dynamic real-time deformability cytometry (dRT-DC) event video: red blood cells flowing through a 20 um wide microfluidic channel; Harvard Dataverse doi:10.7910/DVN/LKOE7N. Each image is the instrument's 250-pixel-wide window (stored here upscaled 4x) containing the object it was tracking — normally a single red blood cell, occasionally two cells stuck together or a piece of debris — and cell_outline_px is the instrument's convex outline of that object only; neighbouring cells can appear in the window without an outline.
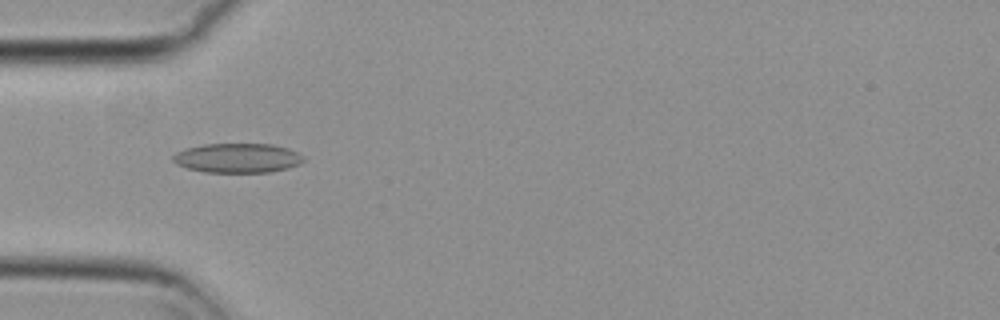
{"species": "common noctule bat (a hibernating species)", "species_latin": "Nyctalus noctula", "temperature_condition": "cold", "stored_images_in_passage": 40, "camera_frame_rate_fps": 3000, "um_per_image_px": 0.085, "animal": {"sex": "female", "body_mass_g": 29.2, "forearm_length_mm": 56.3}, "frame": {"image": 1, "passage_image": 2, "time_ms": 0.333, "image_size_px": [1000, 320], "cell_outline_px": [[304, 160], [300, 164], [288, 168], [272, 172], [204, 172], [188, 168], [176, 164], [172, 160], [172, 156], [176, 152], [184, 148], [204, 144], [272, 144], [288, 148], [304, 156]], "centroid_in_image_um": [20.18, 13.43], "position_along_channel_um": 64.8, "area_um2": 22.54}}
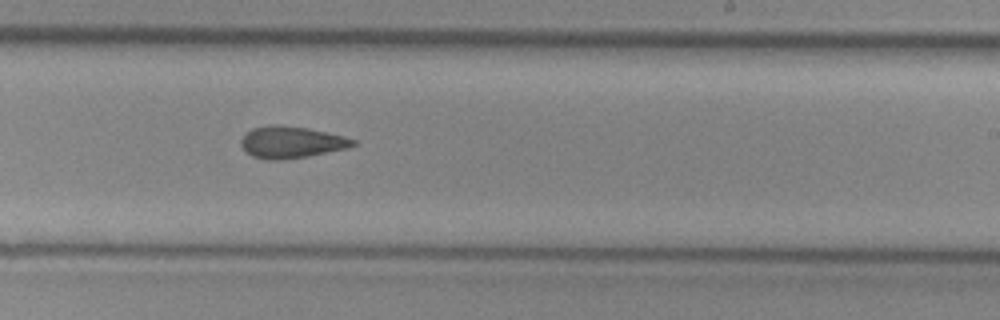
{"frame": {"image": 2, "passage_image": 18, "time_ms": 5.667, "image_size_px": [1000, 320], "cell_outline_px": [[356, 144], [348, 148], [308, 156], [280, 160], [268, 160], [252, 156], [240, 144], [240, 140], [252, 128], [308, 128], [344, 136], [356, 140]], "centroid_in_image_um": [24.82, 12.14], "position_along_channel_um": 264.2, "area_um2": 19.77}}
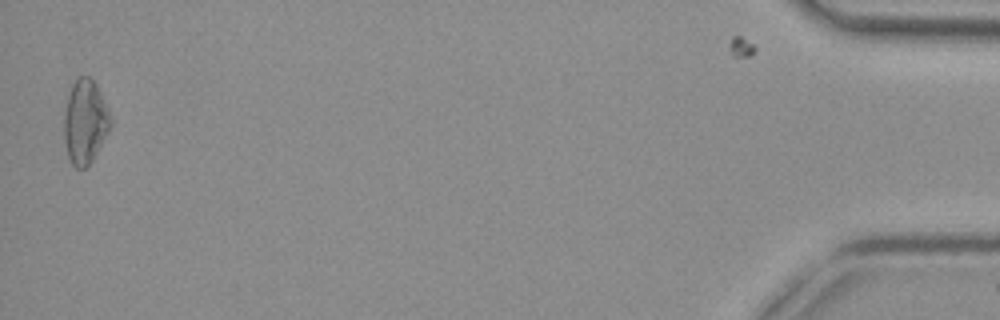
{"frame": {"image": 3, "passage_image": 39, "time_ms": 12.667, "image_size_px": [1000, 320], "cell_outline_px": [[112, 124], [108, 132], [92, 160], [84, 168], [76, 168], [72, 164], [68, 156], [64, 140], [64, 112], [68, 96], [72, 84], [76, 76], [88, 76], [96, 84], [100, 92], [112, 120]], "centroid_in_image_um": [7.22, 10.33], "position_along_channel_um": 428.0, "area_um2": 22.6}, "authors_computed_cell_mechanics": {"area_um2": 20.8658, "velocity_mm_per_s": 3.7535, "shape_relaxation_time_tau1_ms": null, "shape_relaxation_time_tau2_ms": 4.0522, "deformation_change_tau1": null, "deformation_change_tau2": 0.115}}